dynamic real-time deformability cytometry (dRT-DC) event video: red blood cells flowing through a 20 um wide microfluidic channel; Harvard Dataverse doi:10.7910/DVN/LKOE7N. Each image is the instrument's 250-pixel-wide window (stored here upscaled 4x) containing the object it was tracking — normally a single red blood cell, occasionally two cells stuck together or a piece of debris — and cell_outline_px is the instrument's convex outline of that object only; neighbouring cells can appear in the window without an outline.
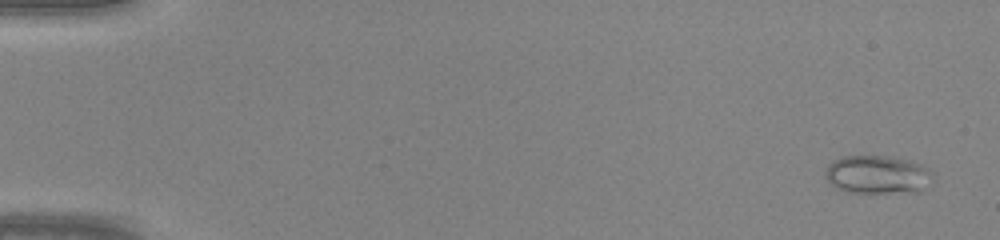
{"species": "common noctule bat (a hibernating species)", "species_latin": "Nyctalus noctula", "temperature_condition": "warm", "stored_images_in_passage": 47, "camera_frame_rate_fps": 3000, "um_per_image_px": 0.085, "animal": {"sex": "male", "body_mass_g": 20.0, "forearm_length_mm": 53.3}, "frame": {"image": 1, "passage_image": 2, "time_ms": 0.333, "image_size_px": [1000, 240], "cell_outline_px": [[932, 184], [920, 192], [848, 192], [832, 184], [828, 180], [824, 172], [828, 164], [832, 160], [844, 156], [888, 156], [908, 160], [920, 164], [928, 168]], "centroid_in_image_um": [74.6, 14.84], "position_along_channel_um": 10.4, "area_um2": 23.87}}
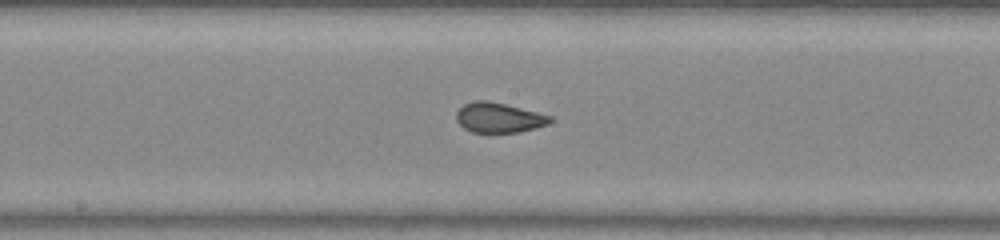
{"frame": {"image": 2, "passage_image": 25, "time_ms": 8.0, "image_size_px": [1000, 240], "cell_outline_px": [[552, 120], [548, 124], [520, 132], [472, 132], [464, 128], [456, 120], [456, 112], [464, 104], [472, 100], [488, 100], [552, 116]], "centroid_in_image_um": [42.37, 9.99], "position_along_channel_um": 205.8, "area_um2": 16.24}}
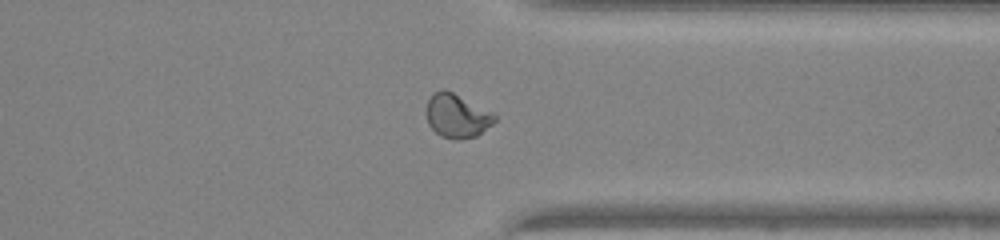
{"frame": {"image": 3, "passage_image": 36, "time_ms": 11.667, "image_size_px": [1000, 240], "cell_outline_px": [[496, 120], [492, 124], [476, 136], [460, 140], [452, 140], [440, 136], [428, 124], [424, 112], [428, 100], [436, 92], [444, 88], [492, 112], [496, 116]], "centroid_in_image_um": [38.81, 9.87], "position_along_channel_um": 372.6, "area_um2": 17.46}}